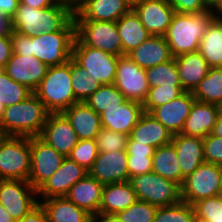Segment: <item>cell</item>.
Listing matches in <instances>:
<instances>
[{
	"instance_id": "6da1fadb",
	"label": "cell",
	"mask_w": 222,
	"mask_h": 222,
	"mask_svg": "<svg viewBox=\"0 0 222 222\" xmlns=\"http://www.w3.org/2000/svg\"><path fill=\"white\" fill-rule=\"evenodd\" d=\"M74 16V2L60 0L47 8L20 4L11 18L12 30L25 36L60 31Z\"/></svg>"
},
{
	"instance_id": "7a4b0ae2",
	"label": "cell",
	"mask_w": 222,
	"mask_h": 222,
	"mask_svg": "<svg viewBox=\"0 0 222 222\" xmlns=\"http://www.w3.org/2000/svg\"><path fill=\"white\" fill-rule=\"evenodd\" d=\"M48 115L44 103L32 93L24 101L5 107L0 131L8 136H40Z\"/></svg>"
},
{
	"instance_id": "3957f363",
	"label": "cell",
	"mask_w": 222,
	"mask_h": 222,
	"mask_svg": "<svg viewBox=\"0 0 222 222\" xmlns=\"http://www.w3.org/2000/svg\"><path fill=\"white\" fill-rule=\"evenodd\" d=\"M212 10L201 13H175L165 35L172 56L199 51L202 36L213 20Z\"/></svg>"
},
{
	"instance_id": "277c9868",
	"label": "cell",
	"mask_w": 222,
	"mask_h": 222,
	"mask_svg": "<svg viewBox=\"0 0 222 222\" xmlns=\"http://www.w3.org/2000/svg\"><path fill=\"white\" fill-rule=\"evenodd\" d=\"M71 79L69 60L65 64L49 67L33 93L44 103L49 113H63L78 103Z\"/></svg>"
},
{
	"instance_id": "5b68a950",
	"label": "cell",
	"mask_w": 222,
	"mask_h": 222,
	"mask_svg": "<svg viewBox=\"0 0 222 222\" xmlns=\"http://www.w3.org/2000/svg\"><path fill=\"white\" fill-rule=\"evenodd\" d=\"M75 22L72 18L60 31L31 37V53L48 67L62 65L72 58Z\"/></svg>"
},
{
	"instance_id": "8992f818",
	"label": "cell",
	"mask_w": 222,
	"mask_h": 222,
	"mask_svg": "<svg viewBox=\"0 0 222 222\" xmlns=\"http://www.w3.org/2000/svg\"><path fill=\"white\" fill-rule=\"evenodd\" d=\"M30 166V138L6 135L0 144V180L28 181Z\"/></svg>"
},
{
	"instance_id": "52a82bcc",
	"label": "cell",
	"mask_w": 222,
	"mask_h": 222,
	"mask_svg": "<svg viewBox=\"0 0 222 222\" xmlns=\"http://www.w3.org/2000/svg\"><path fill=\"white\" fill-rule=\"evenodd\" d=\"M129 181L138 200L157 207L172 206L182 201L181 186L153 171L134 176Z\"/></svg>"
},
{
	"instance_id": "ba28073f",
	"label": "cell",
	"mask_w": 222,
	"mask_h": 222,
	"mask_svg": "<svg viewBox=\"0 0 222 222\" xmlns=\"http://www.w3.org/2000/svg\"><path fill=\"white\" fill-rule=\"evenodd\" d=\"M75 37L84 45L115 56L122 55V43L116 22L74 20Z\"/></svg>"
},
{
	"instance_id": "9c48e42d",
	"label": "cell",
	"mask_w": 222,
	"mask_h": 222,
	"mask_svg": "<svg viewBox=\"0 0 222 222\" xmlns=\"http://www.w3.org/2000/svg\"><path fill=\"white\" fill-rule=\"evenodd\" d=\"M118 58L100 49L84 45L76 37L74 39L72 59L101 85L114 83Z\"/></svg>"
},
{
	"instance_id": "30bf717a",
	"label": "cell",
	"mask_w": 222,
	"mask_h": 222,
	"mask_svg": "<svg viewBox=\"0 0 222 222\" xmlns=\"http://www.w3.org/2000/svg\"><path fill=\"white\" fill-rule=\"evenodd\" d=\"M221 182V165L204 162L184 178L181 199L194 205L196 202L218 195Z\"/></svg>"
},
{
	"instance_id": "8fae6325",
	"label": "cell",
	"mask_w": 222,
	"mask_h": 222,
	"mask_svg": "<svg viewBox=\"0 0 222 222\" xmlns=\"http://www.w3.org/2000/svg\"><path fill=\"white\" fill-rule=\"evenodd\" d=\"M37 190L26 180H0V204L17 221L35 208L40 201Z\"/></svg>"
},
{
	"instance_id": "7c38bea8",
	"label": "cell",
	"mask_w": 222,
	"mask_h": 222,
	"mask_svg": "<svg viewBox=\"0 0 222 222\" xmlns=\"http://www.w3.org/2000/svg\"><path fill=\"white\" fill-rule=\"evenodd\" d=\"M31 166L28 181L38 190L61 166L65 158L40 136L30 137Z\"/></svg>"
},
{
	"instance_id": "4fadbf2b",
	"label": "cell",
	"mask_w": 222,
	"mask_h": 222,
	"mask_svg": "<svg viewBox=\"0 0 222 222\" xmlns=\"http://www.w3.org/2000/svg\"><path fill=\"white\" fill-rule=\"evenodd\" d=\"M113 84L126 100L137 101L142 104L150 89L145 69L136 64L129 55L119 56Z\"/></svg>"
},
{
	"instance_id": "5bb4252c",
	"label": "cell",
	"mask_w": 222,
	"mask_h": 222,
	"mask_svg": "<svg viewBox=\"0 0 222 222\" xmlns=\"http://www.w3.org/2000/svg\"><path fill=\"white\" fill-rule=\"evenodd\" d=\"M131 8L128 0H76L73 19L116 22Z\"/></svg>"
},
{
	"instance_id": "9a60e30c",
	"label": "cell",
	"mask_w": 222,
	"mask_h": 222,
	"mask_svg": "<svg viewBox=\"0 0 222 222\" xmlns=\"http://www.w3.org/2000/svg\"><path fill=\"white\" fill-rule=\"evenodd\" d=\"M132 8L152 36H165L176 13L168 0H141Z\"/></svg>"
},
{
	"instance_id": "2e32d148",
	"label": "cell",
	"mask_w": 222,
	"mask_h": 222,
	"mask_svg": "<svg viewBox=\"0 0 222 222\" xmlns=\"http://www.w3.org/2000/svg\"><path fill=\"white\" fill-rule=\"evenodd\" d=\"M88 174L83 166L65 157L59 169L37 190L43 199L66 197L70 188Z\"/></svg>"
},
{
	"instance_id": "e0dca14e",
	"label": "cell",
	"mask_w": 222,
	"mask_h": 222,
	"mask_svg": "<svg viewBox=\"0 0 222 222\" xmlns=\"http://www.w3.org/2000/svg\"><path fill=\"white\" fill-rule=\"evenodd\" d=\"M40 137L64 157H68L79 139L63 113H49Z\"/></svg>"
},
{
	"instance_id": "ac0fdd59",
	"label": "cell",
	"mask_w": 222,
	"mask_h": 222,
	"mask_svg": "<svg viewBox=\"0 0 222 222\" xmlns=\"http://www.w3.org/2000/svg\"><path fill=\"white\" fill-rule=\"evenodd\" d=\"M48 66L34 55L12 54L4 71L17 83L25 85L32 92L45 77Z\"/></svg>"
},
{
	"instance_id": "d6986e66",
	"label": "cell",
	"mask_w": 222,
	"mask_h": 222,
	"mask_svg": "<svg viewBox=\"0 0 222 222\" xmlns=\"http://www.w3.org/2000/svg\"><path fill=\"white\" fill-rule=\"evenodd\" d=\"M195 100L192 92H184L169 103L154 108L149 114L158 120L172 135L180 134Z\"/></svg>"
},
{
	"instance_id": "ffe728a7",
	"label": "cell",
	"mask_w": 222,
	"mask_h": 222,
	"mask_svg": "<svg viewBox=\"0 0 222 222\" xmlns=\"http://www.w3.org/2000/svg\"><path fill=\"white\" fill-rule=\"evenodd\" d=\"M127 158L126 151L98 153L88 174L103 185L129 181Z\"/></svg>"
},
{
	"instance_id": "44dd1931",
	"label": "cell",
	"mask_w": 222,
	"mask_h": 222,
	"mask_svg": "<svg viewBox=\"0 0 222 222\" xmlns=\"http://www.w3.org/2000/svg\"><path fill=\"white\" fill-rule=\"evenodd\" d=\"M145 113L142 103L125 100L118 107L107 108L100 114L102 127L130 135L131 130Z\"/></svg>"
},
{
	"instance_id": "7402d4cb",
	"label": "cell",
	"mask_w": 222,
	"mask_h": 222,
	"mask_svg": "<svg viewBox=\"0 0 222 222\" xmlns=\"http://www.w3.org/2000/svg\"><path fill=\"white\" fill-rule=\"evenodd\" d=\"M220 106L195 100L181 134L205 138L213 132Z\"/></svg>"
},
{
	"instance_id": "603a6c76",
	"label": "cell",
	"mask_w": 222,
	"mask_h": 222,
	"mask_svg": "<svg viewBox=\"0 0 222 222\" xmlns=\"http://www.w3.org/2000/svg\"><path fill=\"white\" fill-rule=\"evenodd\" d=\"M63 114L71 123L79 140L96 139L102 129L100 114L84 102L73 104Z\"/></svg>"
},
{
	"instance_id": "cb8c5ba5",
	"label": "cell",
	"mask_w": 222,
	"mask_h": 222,
	"mask_svg": "<svg viewBox=\"0 0 222 222\" xmlns=\"http://www.w3.org/2000/svg\"><path fill=\"white\" fill-rule=\"evenodd\" d=\"M176 150L182 176L185 178L205 162L203 138L175 134L171 142Z\"/></svg>"
},
{
	"instance_id": "d4e9b609",
	"label": "cell",
	"mask_w": 222,
	"mask_h": 222,
	"mask_svg": "<svg viewBox=\"0 0 222 222\" xmlns=\"http://www.w3.org/2000/svg\"><path fill=\"white\" fill-rule=\"evenodd\" d=\"M129 57L141 68L147 69L173 59L165 36H150Z\"/></svg>"
},
{
	"instance_id": "484cf974",
	"label": "cell",
	"mask_w": 222,
	"mask_h": 222,
	"mask_svg": "<svg viewBox=\"0 0 222 222\" xmlns=\"http://www.w3.org/2000/svg\"><path fill=\"white\" fill-rule=\"evenodd\" d=\"M104 185L87 174L69 190L66 198L89 214L99 212Z\"/></svg>"
},
{
	"instance_id": "4316f807",
	"label": "cell",
	"mask_w": 222,
	"mask_h": 222,
	"mask_svg": "<svg viewBox=\"0 0 222 222\" xmlns=\"http://www.w3.org/2000/svg\"><path fill=\"white\" fill-rule=\"evenodd\" d=\"M173 135L149 113H144L131 130L128 141H137L154 148L168 145Z\"/></svg>"
},
{
	"instance_id": "83f0119b",
	"label": "cell",
	"mask_w": 222,
	"mask_h": 222,
	"mask_svg": "<svg viewBox=\"0 0 222 222\" xmlns=\"http://www.w3.org/2000/svg\"><path fill=\"white\" fill-rule=\"evenodd\" d=\"M179 79L185 92H193L211 68L199 53H185L175 57Z\"/></svg>"
},
{
	"instance_id": "f1b7e54d",
	"label": "cell",
	"mask_w": 222,
	"mask_h": 222,
	"mask_svg": "<svg viewBox=\"0 0 222 222\" xmlns=\"http://www.w3.org/2000/svg\"><path fill=\"white\" fill-rule=\"evenodd\" d=\"M116 26L122 43V55H128L151 36L133 8L116 21Z\"/></svg>"
},
{
	"instance_id": "f546056e",
	"label": "cell",
	"mask_w": 222,
	"mask_h": 222,
	"mask_svg": "<svg viewBox=\"0 0 222 222\" xmlns=\"http://www.w3.org/2000/svg\"><path fill=\"white\" fill-rule=\"evenodd\" d=\"M130 181L104 185L99 212L117 214L137 201Z\"/></svg>"
},
{
	"instance_id": "4dcf8cb0",
	"label": "cell",
	"mask_w": 222,
	"mask_h": 222,
	"mask_svg": "<svg viewBox=\"0 0 222 222\" xmlns=\"http://www.w3.org/2000/svg\"><path fill=\"white\" fill-rule=\"evenodd\" d=\"M39 203L47 213L49 222H91V214L66 197L48 198Z\"/></svg>"
},
{
	"instance_id": "1f68e13d",
	"label": "cell",
	"mask_w": 222,
	"mask_h": 222,
	"mask_svg": "<svg viewBox=\"0 0 222 222\" xmlns=\"http://www.w3.org/2000/svg\"><path fill=\"white\" fill-rule=\"evenodd\" d=\"M178 156L172 143L155 149L152 156V171L180 186L184 182Z\"/></svg>"
},
{
	"instance_id": "d6a6232c",
	"label": "cell",
	"mask_w": 222,
	"mask_h": 222,
	"mask_svg": "<svg viewBox=\"0 0 222 222\" xmlns=\"http://www.w3.org/2000/svg\"><path fill=\"white\" fill-rule=\"evenodd\" d=\"M211 68L222 67V23L212 20L202 36L199 51Z\"/></svg>"
},
{
	"instance_id": "836d02e7",
	"label": "cell",
	"mask_w": 222,
	"mask_h": 222,
	"mask_svg": "<svg viewBox=\"0 0 222 222\" xmlns=\"http://www.w3.org/2000/svg\"><path fill=\"white\" fill-rule=\"evenodd\" d=\"M155 149L137 141H127L126 152L128 155L127 169L129 179L152 171V156Z\"/></svg>"
},
{
	"instance_id": "e575fe53",
	"label": "cell",
	"mask_w": 222,
	"mask_h": 222,
	"mask_svg": "<svg viewBox=\"0 0 222 222\" xmlns=\"http://www.w3.org/2000/svg\"><path fill=\"white\" fill-rule=\"evenodd\" d=\"M192 94L198 101L220 106L222 104V67L210 68Z\"/></svg>"
},
{
	"instance_id": "d590c367",
	"label": "cell",
	"mask_w": 222,
	"mask_h": 222,
	"mask_svg": "<svg viewBox=\"0 0 222 222\" xmlns=\"http://www.w3.org/2000/svg\"><path fill=\"white\" fill-rule=\"evenodd\" d=\"M71 84L78 102H85L101 86L96 79L89 76L88 71L70 59Z\"/></svg>"
},
{
	"instance_id": "8d00e7d4",
	"label": "cell",
	"mask_w": 222,
	"mask_h": 222,
	"mask_svg": "<svg viewBox=\"0 0 222 222\" xmlns=\"http://www.w3.org/2000/svg\"><path fill=\"white\" fill-rule=\"evenodd\" d=\"M124 95L114 84L101 85L84 103L98 114L107 108L118 107L125 101Z\"/></svg>"
},
{
	"instance_id": "74e56055",
	"label": "cell",
	"mask_w": 222,
	"mask_h": 222,
	"mask_svg": "<svg viewBox=\"0 0 222 222\" xmlns=\"http://www.w3.org/2000/svg\"><path fill=\"white\" fill-rule=\"evenodd\" d=\"M149 87L182 86L175 58L145 69Z\"/></svg>"
},
{
	"instance_id": "f35d334b",
	"label": "cell",
	"mask_w": 222,
	"mask_h": 222,
	"mask_svg": "<svg viewBox=\"0 0 222 222\" xmlns=\"http://www.w3.org/2000/svg\"><path fill=\"white\" fill-rule=\"evenodd\" d=\"M32 93L25 85L12 80L4 70L0 72V102L5 107L24 101Z\"/></svg>"
},
{
	"instance_id": "ab89813d",
	"label": "cell",
	"mask_w": 222,
	"mask_h": 222,
	"mask_svg": "<svg viewBox=\"0 0 222 222\" xmlns=\"http://www.w3.org/2000/svg\"><path fill=\"white\" fill-rule=\"evenodd\" d=\"M153 222H196L194 206L181 201L176 205L157 207Z\"/></svg>"
},
{
	"instance_id": "60d3db41",
	"label": "cell",
	"mask_w": 222,
	"mask_h": 222,
	"mask_svg": "<svg viewBox=\"0 0 222 222\" xmlns=\"http://www.w3.org/2000/svg\"><path fill=\"white\" fill-rule=\"evenodd\" d=\"M185 91L182 86H155L150 87L143 108L146 113H150L154 108L169 103L182 95Z\"/></svg>"
},
{
	"instance_id": "b9f144b4",
	"label": "cell",
	"mask_w": 222,
	"mask_h": 222,
	"mask_svg": "<svg viewBox=\"0 0 222 222\" xmlns=\"http://www.w3.org/2000/svg\"><path fill=\"white\" fill-rule=\"evenodd\" d=\"M193 206L197 222H222V199L218 195L200 200Z\"/></svg>"
},
{
	"instance_id": "7bdbcfd3",
	"label": "cell",
	"mask_w": 222,
	"mask_h": 222,
	"mask_svg": "<svg viewBox=\"0 0 222 222\" xmlns=\"http://www.w3.org/2000/svg\"><path fill=\"white\" fill-rule=\"evenodd\" d=\"M157 206L137 200L127 209L118 212L120 222H153Z\"/></svg>"
},
{
	"instance_id": "ee69618b",
	"label": "cell",
	"mask_w": 222,
	"mask_h": 222,
	"mask_svg": "<svg viewBox=\"0 0 222 222\" xmlns=\"http://www.w3.org/2000/svg\"><path fill=\"white\" fill-rule=\"evenodd\" d=\"M129 135L102 127L96 136L98 153L126 151Z\"/></svg>"
},
{
	"instance_id": "f6af8a7d",
	"label": "cell",
	"mask_w": 222,
	"mask_h": 222,
	"mask_svg": "<svg viewBox=\"0 0 222 222\" xmlns=\"http://www.w3.org/2000/svg\"><path fill=\"white\" fill-rule=\"evenodd\" d=\"M97 155L96 139H88L79 140L68 157L86 170H89L97 159Z\"/></svg>"
},
{
	"instance_id": "bcb514c9",
	"label": "cell",
	"mask_w": 222,
	"mask_h": 222,
	"mask_svg": "<svg viewBox=\"0 0 222 222\" xmlns=\"http://www.w3.org/2000/svg\"><path fill=\"white\" fill-rule=\"evenodd\" d=\"M205 162L222 166V138L210 133L203 138Z\"/></svg>"
},
{
	"instance_id": "7dc6e473",
	"label": "cell",
	"mask_w": 222,
	"mask_h": 222,
	"mask_svg": "<svg viewBox=\"0 0 222 222\" xmlns=\"http://www.w3.org/2000/svg\"><path fill=\"white\" fill-rule=\"evenodd\" d=\"M176 13H201L210 11L203 0H169Z\"/></svg>"
},
{
	"instance_id": "c3c4849f",
	"label": "cell",
	"mask_w": 222,
	"mask_h": 222,
	"mask_svg": "<svg viewBox=\"0 0 222 222\" xmlns=\"http://www.w3.org/2000/svg\"><path fill=\"white\" fill-rule=\"evenodd\" d=\"M12 48L14 54L32 55L31 37L20 34L14 30L11 33Z\"/></svg>"
},
{
	"instance_id": "681fc988",
	"label": "cell",
	"mask_w": 222,
	"mask_h": 222,
	"mask_svg": "<svg viewBox=\"0 0 222 222\" xmlns=\"http://www.w3.org/2000/svg\"><path fill=\"white\" fill-rule=\"evenodd\" d=\"M13 48L11 35L0 36V67L4 70L6 63L12 57Z\"/></svg>"
},
{
	"instance_id": "f907efd6",
	"label": "cell",
	"mask_w": 222,
	"mask_h": 222,
	"mask_svg": "<svg viewBox=\"0 0 222 222\" xmlns=\"http://www.w3.org/2000/svg\"><path fill=\"white\" fill-rule=\"evenodd\" d=\"M15 222H49V219L44 208L39 203L29 213H27L20 220H17Z\"/></svg>"
},
{
	"instance_id": "816d5d0a",
	"label": "cell",
	"mask_w": 222,
	"mask_h": 222,
	"mask_svg": "<svg viewBox=\"0 0 222 222\" xmlns=\"http://www.w3.org/2000/svg\"><path fill=\"white\" fill-rule=\"evenodd\" d=\"M19 6V0H0V13L10 19L14 16Z\"/></svg>"
},
{
	"instance_id": "f5cc1de1",
	"label": "cell",
	"mask_w": 222,
	"mask_h": 222,
	"mask_svg": "<svg viewBox=\"0 0 222 222\" xmlns=\"http://www.w3.org/2000/svg\"><path fill=\"white\" fill-rule=\"evenodd\" d=\"M59 1L60 0H19V3L33 8H47L57 4Z\"/></svg>"
},
{
	"instance_id": "db71d44e",
	"label": "cell",
	"mask_w": 222,
	"mask_h": 222,
	"mask_svg": "<svg viewBox=\"0 0 222 222\" xmlns=\"http://www.w3.org/2000/svg\"><path fill=\"white\" fill-rule=\"evenodd\" d=\"M91 222H120V220L116 214L98 212L91 215Z\"/></svg>"
},
{
	"instance_id": "11a10c76",
	"label": "cell",
	"mask_w": 222,
	"mask_h": 222,
	"mask_svg": "<svg viewBox=\"0 0 222 222\" xmlns=\"http://www.w3.org/2000/svg\"><path fill=\"white\" fill-rule=\"evenodd\" d=\"M11 33H12L11 19L6 15L0 13V36L11 35Z\"/></svg>"
},
{
	"instance_id": "9f6ffc18",
	"label": "cell",
	"mask_w": 222,
	"mask_h": 222,
	"mask_svg": "<svg viewBox=\"0 0 222 222\" xmlns=\"http://www.w3.org/2000/svg\"><path fill=\"white\" fill-rule=\"evenodd\" d=\"M215 136L222 138V112L220 111L216 120L214 130L212 132Z\"/></svg>"
},
{
	"instance_id": "6f0895ef",
	"label": "cell",
	"mask_w": 222,
	"mask_h": 222,
	"mask_svg": "<svg viewBox=\"0 0 222 222\" xmlns=\"http://www.w3.org/2000/svg\"><path fill=\"white\" fill-rule=\"evenodd\" d=\"M0 222H15L8 211L0 204Z\"/></svg>"
},
{
	"instance_id": "680465c9",
	"label": "cell",
	"mask_w": 222,
	"mask_h": 222,
	"mask_svg": "<svg viewBox=\"0 0 222 222\" xmlns=\"http://www.w3.org/2000/svg\"><path fill=\"white\" fill-rule=\"evenodd\" d=\"M212 9L214 20L222 23V0ZM216 10V11H215ZM216 12V13H215ZM218 14V15H217ZM220 14V15H219Z\"/></svg>"
},
{
	"instance_id": "91938a15",
	"label": "cell",
	"mask_w": 222,
	"mask_h": 222,
	"mask_svg": "<svg viewBox=\"0 0 222 222\" xmlns=\"http://www.w3.org/2000/svg\"><path fill=\"white\" fill-rule=\"evenodd\" d=\"M204 4L209 10L214 9V7L221 1V0H203Z\"/></svg>"
},
{
	"instance_id": "94428289",
	"label": "cell",
	"mask_w": 222,
	"mask_h": 222,
	"mask_svg": "<svg viewBox=\"0 0 222 222\" xmlns=\"http://www.w3.org/2000/svg\"><path fill=\"white\" fill-rule=\"evenodd\" d=\"M218 196L222 199V166H221V182H220Z\"/></svg>"
},
{
	"instance_id": "6125c7cd",
	"label": "cell",
	"mask_w": 222,
	"mask_h": 222,
	"mask_svg": "<svg viewBox=\"0 0 222 222\" xmlns=\"http://www.w3.org/2000/svg\"><path fill=\"white\" fill-rule=\"evenodd\" d=\"M4 110H5V106L3 105V103L0 102V122H1Z\"/></svg>"
},
{
	"instance_id": "be15d7a7",
	"label": "cell",
	"mask_w": 222,
	"mask_h": 222,
	"mask_svg": "<svg viewBox=\"0 0 222 222\" xmlns=\"http://www.w3.org/2000/svg\"><path fill=\"white\" fill-rule=\"evenodd\" d=\"M5 136H6V135H4V134L0 131V144H1L2 139H3Z\"/></svg>"
},
{
	"instance_id": "e7e4bbea",
	"label": "cell",
	"mask_w": 222,
	"mask_h": 222,
	"mask_svg": "<svg viewBox=\"0 0 222 222\" xmlns=\"http://www.w3.org/2000/svg\"><path fill=\"white\" fill-rule=\"evenodd\" d=\"M132 5L138 1H141V0H128Z\"/></svg>"
}]
</instances>
